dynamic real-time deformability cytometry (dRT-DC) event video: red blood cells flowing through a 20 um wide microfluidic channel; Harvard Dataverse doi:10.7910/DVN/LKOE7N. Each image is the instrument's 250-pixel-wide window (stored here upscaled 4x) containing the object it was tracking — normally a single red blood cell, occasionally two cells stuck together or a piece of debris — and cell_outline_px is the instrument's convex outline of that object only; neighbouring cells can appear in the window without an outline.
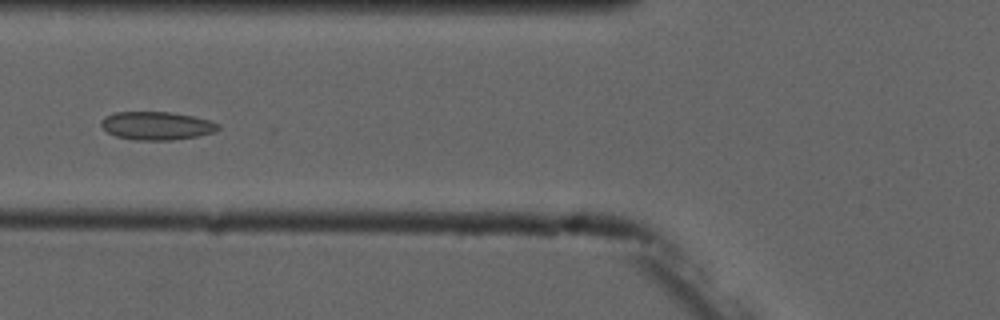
{"species": "common noctule bat (a hibernating species)", "species_latin": "Nyctalus noctula", "temperature_condition": "cold", "stored_images_in_passage": 5, "camera_frame_rate_fps": 3000, "um_per_image_px": 0.085, "animal": {"sex": "male", "forearm_length_mm": 52.5}, "frame": {"image": 1, "passage_image": 5, "time_ms": 5.667, "image_size_px": [1000, 320], "cell_outline_px": [[220, 128], [216, 132], [196, 136], [172, 140], [136, 140], [116, 136], [108, 132], [100, 124], [104, 116], [116, 112], [172, 112], [192, 116], [208, 120], [220, 124]], "centroid_in_image_um": [13.33, 10.68], "position_along_channel_um": 112.5, "area_um2": 19.19}}